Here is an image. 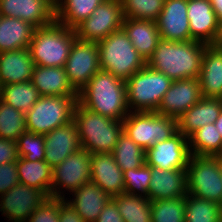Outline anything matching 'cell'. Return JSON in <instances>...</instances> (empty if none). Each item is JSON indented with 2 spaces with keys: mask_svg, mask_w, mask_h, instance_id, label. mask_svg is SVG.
<instances>
[{
  "mask_svg": "<svg viewBox=\"0 0 222 222\" xmlns=\"http://www.w3.org/2000/svg\"><path fill=\"white\" fill-rule=\"evenodd\" d=\"M207 45L196 40L177 42L161 38L147 65L172 81L198 78Z\"/></svg>",
  "mask_w": 222,
  "mask_h": 222,
  "instance_id": "cell-1",
  "label": "cell"
},
{
  "mask_svg": "<svg viewBox=\"0 0 222 222\" xmlns=\"http://www.w3.org/2000/svg\"><path fill=\"white\" fill-rule=\"evenodd\" d=\"M64 198L47 197L26 222H59V204Z\"/></svg>",
  "mask_w": 222,
  "mask_h": 222,
  "instance_id": "cell-41",
  "label": "cell"
},
{
  "mask_svg": "<svg viewBox=\"0 0 222 222\" xmlns=\"http://www.w3.org/2000/svg\"><path fill=\"white\" fill-rule=\"evenodd\" d=\"M39 98L38 89L31 81L1 86L0 100L25 114Z\"/></svg>",
  "mask_w": 222,
  "mask_h": 222,
  "instance_id": "cell-33",
  "label": "cell"
},
{
  "mask_svg": "<svg viewBox=\"0 0 222 222\" xmlns=\"http://www.w3.org/2000/svg\"><path fill=\"white\" fill-rule=\"evenodd\" d=\"M191 155L222 157V136L215 124H206L189 137Z\"/></svg>",
  "mask_w": 222,
  "mask_h": 222,
  "instance_id": "cell-31",
  "label": "cell"
},
{
  "mask_svg": "<svg viewBox=\"0 0 222 222\" xmlns=\"http://www.w3.org/2000/svg\"><path fill=\"white\" fill-rule=\"evenodd\" d=\"M76 38L75 29L57 21L36 28L28 47L34 65L64 67Z\"/></svg>",
  "mask_w": 222,
  "mask_h": 222,
  "instance_id": "cell-4",
  "label": "cell"
},
{
  "mask_svg": "<svg viewBox=\"0 0 222 222\" xmlns=\"http://www.w3.org/2000/svg\"><path fill=\"white\" fill-rule=\"evenodd\" d=\"M156 24L162 39L177 42L190 41L187 0H165Z\"/></svg>",
  "mask_w": 222,
  "mask_h": 222,
  "instance_id": "cell-18",
  "label": "cell"
},
{
  "mask_svg": "<svg viewBox=\"0 0 222 222\" xmlns=\"http://www.w3.org/2000/svg\"><path fill=\"white\" fill-rule=\"evenodd\" d=\"M78 96H40L26 115V131L45 135L74 119Z\"/></svg>",
  "mask_w": 222,
  "mask_h": 222,
  "instance_id": "cell-7",
  "label": "cell"
},
{
  "mask_svg": "<svg viewBox=\"0 0 222 222\" xmlns=\"http://www.w3.org/2000/svg\"><path fill=\"white\" fill-rule=\"evenodd\" d=\"M97 43L101 70L124 81L147 65L123 29L110 33Z\"/></svg>",
  "mask_w": 222,
  "mask_h": 222,
  "instance_id": "cell-5",
  "label": "cell"
},
{
  "mask_svg": "<svg viewBox=\"0 0 222 222\" xmlns=\"http://www.w3.org/2000/svg\"><path fill=\"white\" fill-rule=\"evenodd\" d=\"M20 183L16 161L0 164V196Z\"/></svg>",
  "mask_w": 222,
  "mask_h": 222,
  "instance_id": "cell-42",
  "label": "cell"
},
{
  "mask_svg": "<svg viewBox=\"0 0 222 222\" xmlns=\"http://www.w3.org/2000/svg\"><path fill=\"white\" fill-rule=\"evenodd\" d=\"M130 112H154L160 106L172 80L146 65L125 81ZM133 109V110H132Z\"/></svg>",
  "mask_w": 222,
  "mask_h": 222,
  "instance_id": "cell-6",
  "label": "cell"
},
{
  "mask_svg": "<svg viewBox=\"0 0 222 222\" xmlns=\"http://www.w3.org/2000/svg\"><path fill=\"white\" fill-rule=\"evenodd\" d=\"M18 158L17 141L0 138V164L14 162Z\"/></svg>",
  "mask_w": 222,
  "mask_h": 222,
  "instance_id": "cell-43",
  "label": "cell"
},
{
  "mask_svg": "<svg viewBox=\"0 0 222 222\" xmlns=\"http://www.w3.org/2000/svg\"><path fill=\"white\" fill-rule=\"evenodd\" d=\"M124 18L156 21L165 0H120Z\"/></svg>",
  "mask_w": 222,
  "mask_h": 222,
  "instance_id": "cell-38",
  "label": "cell"
},
{
  "mask_svg": "<svg viewBox=\"0 0 222 222\" xmlns=\"http://www.w3.org/2000/svg\"><path fill=\"white\" fill-rule=\"evenodd\" d=\"M104 0H55V21L75 29Z\"/></svg>",
  "mask_w": 222,
  "mask_h": 222,
  "instance_id": "cell-30",
  "label": "cell"
},
{
  "mask_svg": "<svg viewBox=\"0 0 222 222\" xmlns=\"http://www.w3.org/2000/svg\"><path fill=\"white\" fill-rule=\"evenodd\" d=\"M16 166L20 183L40 189L47 197H50L52 168L47 162L29 161L19 157Z\"/></svg>",
  "mask_w": 222,
  "mask_h": 222,
  "instance_id": "cell-29",
  "label": "cell"
},
{
  "mask_svg": "<svg viewBox=\"0 0 222 222\" xmlns=\"http://www.w3.org/2000/svg\"><path fill=\"white\" fill-rule=\"evenodd\" d=\"M203 98L198 78L174 80L164 94L158 114L178 119Z\"/></svg>",
  "mask_w": 222,
  "mask_h": 222,
  "instance_id": "cell-15",
  "label": "cell"
},
{
  "mask_svg": "<svg viewBox=\"0 0 222 222\" xmlns=\"http://www.w3.org/2000/svg\"><path fill=\"white\" fill-rule=\"evenodd\" d=\"M35 29L19 18L0 16V53L27 49Z\"/></svg>",
  "mask_w": 222,
  "mask_h": 222,
  "instance_id": "cell-28",
  "label": "cell"
},
{
  "mask_svg": "<svg viewBox=\"0 0 222 222\" xmlns=\"http://www.w3.org/2000/svg\"><path fill=\"white\" fill-rule=\"evenodd\" d=\"M73 199L67 200L78 212L85 222H95L103 207L111 197L106 194L97 184L87 182L76 191L70 193Z\"/></svg>",
  "mask_w": 222,
  "mask_h": 222,
  "instance_id": "cell-26",
  "label": "cell"
},
{
  "mask_svg": "<svg viewBox=\"0 0 222 222\" xmlns=\"http://www.w3.org/2000/svg\"><path fill=\"white\" fill-rule=\"evenodd\" d=\"M45 199L40 189L18 183L0 196V212L10 222H26Z\"/></svg>",
  "mask_w": 222,
  "mask_h": 222,
  "instance_id": "cell-14",
  "label": "cell"
},
{
  "mask_svg": "<svg viewBox=\"0 0 222 222\" xmlns=\"http://www.w3.org/2000/svg\"><path fill=\"white\" fill-rule=\"evenodd\" d=\"M122 29L134 48L147 62L161 39L156 21L124 18Z\"/></svg>",
  "mask_w": 222,
  "mask_h": 222,
  "instance_id": "cell-27",
  "label": "cell"
},
{
  "mask_svg": "<svg viewBox=\"0 0 222 222\" xmlns=\"http://www.w3.org/2000/svg\"><path fill=\"white\" fill-rule=\"evenodd\" d=\"M188 194L187 170H163L151 167V179L147 198L173 199Z\"/></svg>",
  "mask_w": 222,
  "mask_h": 222,
  "instance_id": "cell-21",
  "label": "cell"
},
{
  "mask_svg": "<svg viewBox=\"0 0 222 222\" xmlns=\"http://www.w3.org/2000/svg\"><path fill=\"white\" fill-rule=\"evenodd\" d=\"M45 137L44 161L51 168L63 162L69 155L81 149L77 125L74 121L55 128Z\"/></svg>",
  "mask_w": 222,
  "mask_h": 222,
  "instance_id": "cell-19",
  "label": "cell"
},
{
  "mask_svg": "<svg viewBox=\"0 0 222 222\" xmlns=\"http://www.w3.org/2000/svg\"><path fill=\"white\" fill-rule=\"evenodd\" d=\"M222 112V99L203 97L177 119L178 132L189 137L197 129L212 124Z\"/></svg>",
  "mask_w": 222,
  "mask_h": 222,
  "instance_id": "cell-23",
  "label": "cell"
},
{
  "mask_svg": "<svg viewBox=\"0 0 222 222\" xmlns=\"http://www.w3.org/2000/svg\"><path fill=\"white\" fill-rule=\"evenodd\" d=\"M123 9L120 0H104L76 28V36L80 40L98 42L110 33L122 29Z\"/></svg>",
  "mask_w": 222,
  "mask_h": 222,
  "instance_id": "cell-11",
  "label": "cell"
},
{
  "mask_svg": "<svg viewBox=\"0 0 222 222\" xmlns=\"http://www.w3.org/2000/svg\"><path fill=\"white\" fill-rule=\"evenodd\" d=\"M34 62L29 49L0 53V85L31 81Z\"/></svg>",
  "mask_w": 222,
  "mask_h": 222,
  "instance_id": "cell-24",
  "label": "cell"
},
{
  "mask_svg": "<svg viewBox=\"0 0 222 222\" xmlns=\"http://www.w3.org/2000/svg\"><path fill=\"white\" fill-rule=\"evenodd\" d=\"M59 222H85L71 204L64 199L59 204Z\"/></svg>",
  "mask_w": 222,
  "mask_h": 222,
  "instance_id": "cell-45",
  "label": "cell"
},
{
  "mask_svg": "<svg viewBox=\"0 0 222 222\" xmlns=\"http://www.w3.org/2000/svg\"><path fill=\"white\" fill-rule=\"evenodd\" d=\"M112 154L116 164L123 172L129 169H138L146 163L145 150L124 132L119 135Z\"/></svg>",
  "mask_w": 222,
  "mask_h": 222,
  "instance_id": "cell-34",
  "label": "cell"
},
{
  "mask_svg": "<svg viewBox=\"0 0 222 222\" xmlns=\"http://www.w3.org/2000/svg\"><path fill=\"white\" fill-rule=\"evenodd\" d=\"M90 181L110 197L124 194L123 171L116 164L112 153L91 154Z\"/></svg>",
  "mask_w": 222,
  "mask_h": 222,
  "instance_id": "cell-20",
  "label": "cell"
},
{
  "mask_svg": "<svg viewBox=\"0 0 222 222\" xmlns=\"http://www.w3.org/2000/svg\"><path fill=\"white\" fill-rule=\"evenodd\" d=\"M198 80L203 97L222 99V47L206 46Z\"/></svg>",
  "mask_w": 222,
  "mask_h": 222,
  "instance_id": "cell-22",
  "label": "cell"
},
{
  "mask_svg": "<svg viewBox=\"0 0 222 222\" xmlns=\"http://www.w3.org/2000/svg\"><path fill=\"white\" fill-rule=\"evenodd\" d=\"M186 170L188 194L222 206V157L191 155Z\"/></svg>",
  "mask_w": 222,
  "mask_h": 222,
  "instance_id": "cell-9",
  "label": "cell"
},
{
  "mask_svg": "<svg viewBox=\"0 0 222 222\" xmlns=\"http://www.w3.org/2000/svg\"><path fill=\"white\" fill-rule=\"evenodd\" d=\"M18 156L29 161H42L45 157V137L25 131L17 140Z\"/></svg>",
  "mask_w": 222,
  "mask_h": 222,
  "instance_id": "cell-40",
  "label": "cell"
},
{
  "mask_svg": "<svg viewBox=\"0 0 222 222\" xmlns=\"http://www.w3.org/2000/svg\"><path fill=\"white\" fill-rule=\"evenodd\" d=\"M25 131V113L0 100V138L17 141Z\"/></svg>",
  "mask_w": 222,
  "mask_h": 222,
  "instance_id": "cell-36",
  "label": "cell"
},
{
  "mask_svg": "<svg viewBox=\"0 0 222 222\" xmlns=\"http://www.w3.org/2000/svg\"><path fill=\"white\" fill-rule=\"evenodd\" d=\"M214 12L216 13L217 19L222 25V0H209Z\"/></svg>",
  "mask_w": 222,
  "mask_h": 222,
  "instance_id": "cell-46",
  "label": "cell"
},
{
  "mask_svg": "<svg viewBox=\"0 0 222 222\" xmlns=\"http://www.w3.org/2000/svg\"><path fill=\"white\" fill-rule=\"evenodd\" d=\"M124 193L128 195L147 197L150 179L151 167L146 163L138 169H129L123 172Z\"/></svg>",
  "mask_w": 222,
  "mask_h": 222,
  "instance_id": "cell-39",
  "label": "cell"
},
{
  "mask_svg": "<svg viewBox=\"0 0 222 222\" xmlns=\"http://www.w3.org/2000/svg\"><path fill=\"white\" fill-rule=\"evenodd\" d=\"M216 128H218L219 133L222 136V112L220 113L219 117L214 122Z\"/></svg>",
  "mask_w": 222,
  "mask_h": 222,
  "instance_id": "cell-47",
  "label": "cell"
},
{
  "mask_svg": "<svg viewBox=\"0 0 222 222\" xmlns=\"http://www.w3.org/2000/svg\"><path fill=\"white\" fill-rule=\"evenodd\" d=\"M217 45L220 46V47H222V25H221V32H220V36H219Z\"/></svg>",
  "mask_w": 222,
  "mask_h": 222,
  "instance_id": "cell-48",
  "label": "cell"
},
{
  "mask_svg": "<svg viewBox=\"0 0 222 222\" xmlns=\"http://www.w3.org/2000/svg\"><path fill=\"white\" fill-rule=\"evenodd\" d=\"M123 132L145 151L178 132L177 119L154 112H130L123 120Z\"/></svg>",
  "mask_w": 222,
  "mask_h": 222,
  "instance_id": "cell-8",
  "label": "cell"
},
{
  "mask_svg": "<svg viewBox=\"0 0 222 222\" xmlns=\"http://www.w3.org/2000/svg\"><path fill=\"white\" fill-rule=\"evenodd\" d=\"M152 222H185V196L151 200Z\"/></svg>",
  "mask_w": 222,
  "mask_h": 222,
  "instance_id": "cell-37",
  "label": "cell"
},
{
  "mask_svg": "<svg viewBox=\"0 0 222 222\" xmlns=\"http://www.w3.org/2000/svg\"><path fill=\"white\" fill-rule=\"evenodd\" d=\"M78 103L114 120H124L130 113L125 81L101 69L78 92Z\"/></svg>",
  "mask_w": 222,
  "mask_h": 222,
  "instance_id": "cell-2",
  "label": "cell"
},
{
  "mask_svg": "<svg viewBox=\"0 0 222 222\" xmlns=\"http://www.w3.org/2000/svg\"><path fill=\"white\" fill-rule=\"evenodd\" d=\"M64 68L70 84L80 92L101 69L98 43L76 38Z\"/></svg>",
  "mask_w": 222,
  "mask_h": 222,
  "instance_id": "cell-12",
  "label": "cell"
},
{
  "mask_svg": "<svg viewBox=\"0 0 222 222\" xmlns=\"http://www.w3.org/2000/svg\"><path fill=\"white\" fill-rule=\"evenodd\" d=\"M221 216L222 206L217 202L185 196V222H220Z\"/></svg>",
  "mask_w": 222,
  "mask_h": 222,
  "instance_id": "cell-35",
  "label": "cell"
},
{
  "mask_svg": "<svg viewBox=\"0 0 222 222\" xmlns=\"http://www.w3.org/2000/svg\"><path fill=\"white\" fill-rule=\"evenodd\" d=\"M95 222H124V220L119 213L116 203L110 199Z\"/></svg>",
  "mask_w": 222,
  "mask_h": 222,
  "instance_id": "cell-44",
  "label": "cell"
},
{
  "mask_svg": "<svg viewBox=\"0 0 222 222\" xmlns=\"http://www.w3.org/2000/svg\"><path fill=\"white\" fill-rule=\"evenodd\" d=\"M31 83L40 96H78L65 73L64 67H44L35 65Z\"/></svg>",
  "mask_w": 222,
  "mask_h": 222,
  "instance_id": "cell-25",
  "label": "cell"
},
{
  "mask_svg": "<svg viewBox=\"0 0 222 222\" xmlns=\"http://www.w3.org/2000/svg\"><path fill=\"white\" fill-rule=\"evenodd\" d=\"M73 121L77 125L81 149L90 154L112 153L123 132V120L102 116L79 103L76 104Z\"/></svg>",
  "mask_w": 222,
  "mask_h": 222,
  "instance_id": "cell-3",
  "label": "cell"
},
{
  "mask_svg": "<svg viewBox=\"0 0 222 222\" xmlns=\"http://www.w3.org/2000/svg\"><path fill=\"white\" fill-rule=\"evenodd\" d=\"M0 16L19 18L36 28L55 21V0H0Z\"/></svg>",
  "mask_w": 222,
  "mask_h": 222,
  "instance_id": "cell-17",
  "label": "cell"
},
{
  "mask_svg": "<svg viewBox=\"0 0 222 222\" xmlns=\"http://www.w3.org/2000/svg\"><path fill=\"white\" fill-rule=\"evenodd\" d=\"M150 167L163 170L187 169L191 153L188 137L177 132L170 139L155 143L145 151Z\"/></svg>",
  "mask_w": 222,
  "mask_h": 222,
  "instance_id": "cell-13",
  "label": "cell"
},
{
  "mask_svg": "<svg viewBox=\"0 0 222 222\" xmlns=\"http://www.w3.org/2000/svg\"><path fill=\"white\" fill-rule=\"evenodd\" d=\"M191 40L217 44L221 25L209 0H187Z\"/></svg>",
  "mask_w": 222,
  "mask_h": 222,
  "instance_id": "cell-16",
  "label": "cell"
},
{
  "mask_svg": "<svg viewBox=\"0 0 222 222\" xmlns=\"http://www.w3.org/2000/svg\"><path fill=\"white\" fill-rule=\"evenodd\" d=\"M111 199L116 203L124 222H152L151 201L147 197L124 193Z\"/></svg>",
  "mask_w": 222,
  "mask_h": 222,
  "instance_id": "cell-32",
  "label": "cell"
},
{
  "mask_svg": "<svg viewBox=\"0 0 222 222\" xmlns=\"http://www.w3.org/2000/svg\"><path fill=\"white\" fill-rule=\"evenodd\" d=\"M90 177L91 154L85 149H80L52 168L50 197L65 199L64 191L60 190L74 192L90 182Z\"/></svg>",
  "mask_w": 222,
  "mask_h": 222,
  "instance_id": "cell-10",
  "label": "cell"
}]
</instances>
